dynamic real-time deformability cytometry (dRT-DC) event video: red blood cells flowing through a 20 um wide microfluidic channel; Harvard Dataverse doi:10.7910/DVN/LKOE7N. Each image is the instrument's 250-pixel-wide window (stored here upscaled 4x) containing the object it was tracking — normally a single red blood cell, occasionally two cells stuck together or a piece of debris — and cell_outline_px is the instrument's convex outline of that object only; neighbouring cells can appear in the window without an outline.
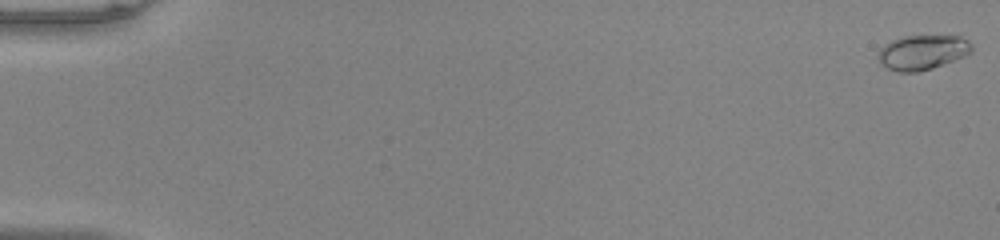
{"species": "common noctule bat (a hibernating species)", "species_latin": "Nyctalus noctula", "temperature_condition": "warm", "stored_images_in_passage": 15, "camera_frame_rate_fps": 3000, "um_per_image_px": 0.085, "animal": {"sex": "male", "body_mass_g": 20.0, "forearm_length_mm": 53.3}, "frame": {"image": 1, "passage_image": 1, "time_ms": 0.0, "image_size_px": [1000, 240], "cell_outline_px": [[972, 52], [964, 56], [932, 68], [916, 72], [900, 72], [888, 68], [876, 56], [876, 52], [884, 44], [892, 40], [904, 36], [960, 36], [968, 40], [972, 44]], "centroid_in_image_um": [78.4, 4.43], "position_along_channel_um": 6.6, "area_um2": 18.84}}